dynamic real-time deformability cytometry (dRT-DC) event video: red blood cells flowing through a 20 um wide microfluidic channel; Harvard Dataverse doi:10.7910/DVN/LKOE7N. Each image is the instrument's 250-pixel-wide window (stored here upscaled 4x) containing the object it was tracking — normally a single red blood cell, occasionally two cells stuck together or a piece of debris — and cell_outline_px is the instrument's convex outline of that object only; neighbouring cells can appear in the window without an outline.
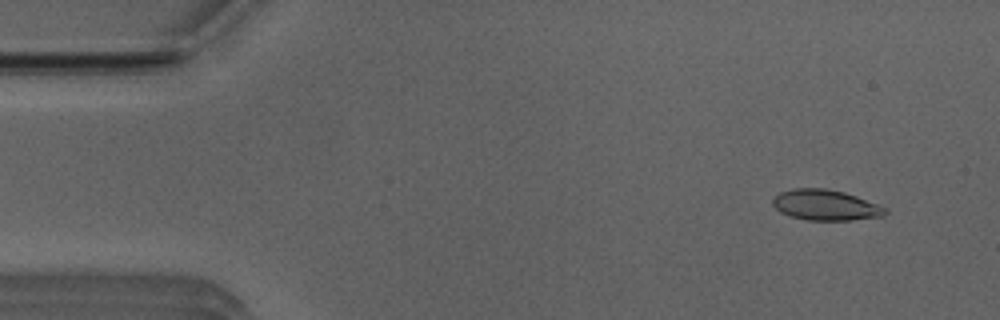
{"species": "Egyptian fruit bat (a non-hibernating species)", "species_latin": "Rousettus aegyptiacus", "temperature_condition": "room temperature", "stored_images_in_passage": 52, "camera_frame_rate_fps": 3000, "um_per_image_px": 0.085, "animal": {"sex": "male"}, "frame": {"image": 1, "passage_image": 4, "time_ms": 1.0, "image_size_px": [1000, 320], "cell_outline_px": [[888, 212], [884, 216], [852, 220], [808, 220], [792, 216], [780, 212], [772, 204], [772, 196], [780, 192], [792, 188], [824, 188], [844, 192], [856, 196], [888, 208]], "centroid_in_image_um": [70.17, 17.42], "position_along_channel_um": 14.8, "area_um2": 20.17}}
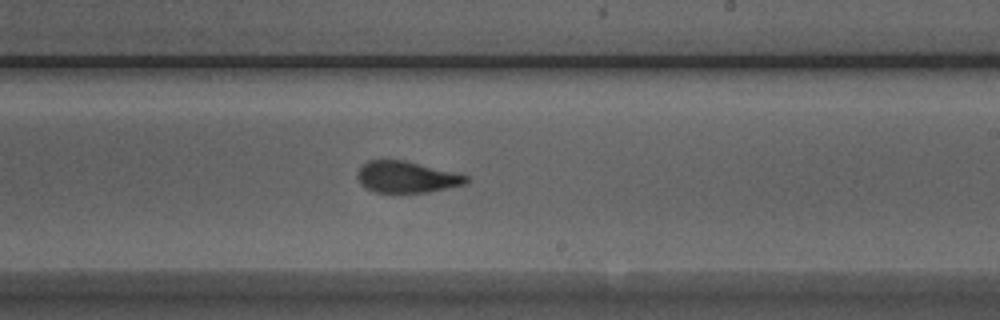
{"frame": {"image": 2, "passage_image": 30, "time_ms": 9.667, "image_size_px": [1000, 320], "cell_outline_px": [[468, 180], [464, 184], [428, 192], [376, 192], [364, 188], [360, 184], [356, 176], [356, 172], [368, 160], [404, 160], [468, 176]], "centroid_in_image_um": [34.49, 15.05], "position_along_channel_um": 254.5, "area_um2": 19.65}}
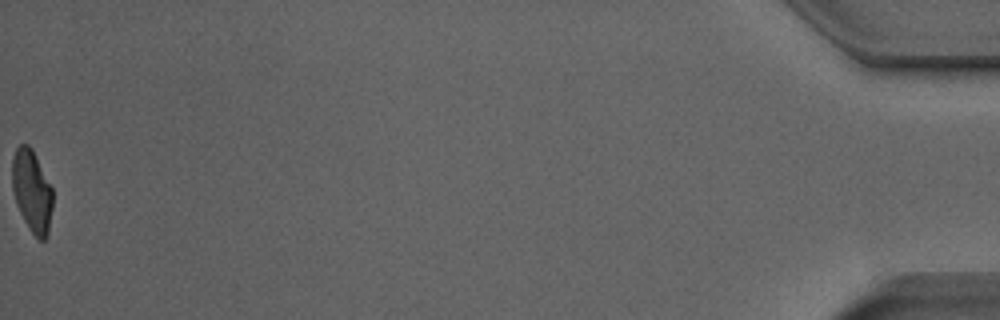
{"frame": {"image": 3, "passage_image": 52, "time_ms": 17.0, "image_size_px": [1000, 320], "cell_outline_px": [[52, 208], [48, 236], [44, 240], [40, 240], [28, 228], [16, 204], [12, 188], [12, 156], [16, 148], [20, 144], [28, 144], [32, 148], [52, 188]], "centroid_in_image_um": [2.7, 16.23], "position_along_channel_um": 432.5, "area_um2": 19.48}, "authors_computed_cell_mechanics": {"area_um2": 20.4612, "velocity_mm_per_s": 3.9208, "shape_relaxation_time_tau1_ms": 6.5231, "shape_relaxation_time_tau2_ms": 1.3393, "deformation_change_tau1": 0.21, "deformation_change_tau2": 0.0906}}